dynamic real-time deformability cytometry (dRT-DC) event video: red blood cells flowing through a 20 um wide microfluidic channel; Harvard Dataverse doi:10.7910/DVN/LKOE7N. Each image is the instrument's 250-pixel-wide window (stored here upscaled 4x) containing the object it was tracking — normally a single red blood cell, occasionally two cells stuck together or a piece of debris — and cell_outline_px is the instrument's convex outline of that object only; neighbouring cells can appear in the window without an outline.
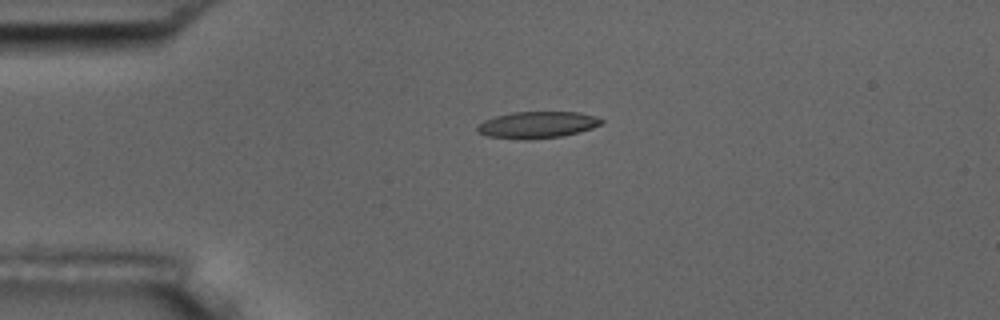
{"species": "common noctule bat (a hibernating species)", "species_latin": "Nyctalus noctula", "temperature_condition": "room temperature", "stored_images_in_passage": 2, "camera_frame_rate_fps": 3000, "um_per_image_px": 0.085, "animal": {"sex": "male", "body_mass_g": 17.5, "forearm_length_mm": 52.3}, "frame": {"image": 1, "passage_image": 1, "time_ms": 0.0, "image_size_px": [1000, 320], "cell_outline_px": [[604, 120], [600, 124], [592, 128], [580, 132], [564, 136], [524, 140], [488, 136], [480, 132], [476, 128], [484, 120], [496, 116], [512, 112], [580, 112], [596, 116]], "centroid_in_image_um": [45.71, 10.61], "position_along_channel_um": 39.3, "area_um2": 19.25}}